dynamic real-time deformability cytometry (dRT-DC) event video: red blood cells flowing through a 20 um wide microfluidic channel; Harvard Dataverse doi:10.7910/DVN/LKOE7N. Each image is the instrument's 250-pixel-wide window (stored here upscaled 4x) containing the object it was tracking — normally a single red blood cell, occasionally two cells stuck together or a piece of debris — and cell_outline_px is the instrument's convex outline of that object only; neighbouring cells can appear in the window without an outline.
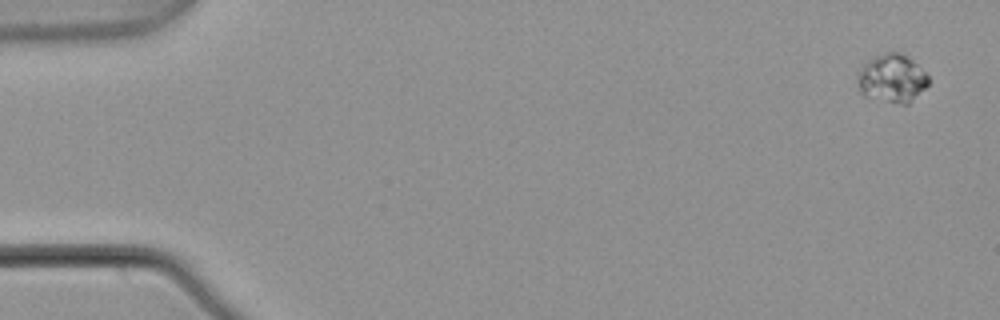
{"species": "common noctule bat (a hibernating species)", "species_latin": "Nyctalus noctula", "temperature_condition": "warm", "stored_images_in_passage": 5, "camera_frame_rate_fps": 3000, "um_per_image_px": 0.085, "animal": {"sex": "male", "body_mass_g": 21.5, "forearm_length_mm": 52.0}, "frame": {"image": 1, "passage_image": 1, "time_ms": 0.0, "image_size_px": [1000, 320], "cell_outline_px": [[928, 84], [908, 104], [900, 104], [864, 96], [860, 92], [856, 80], [864, 64], [868, 60], [884, 52], [900, 52], [908, 56], [928, 76]], "centroid_in_image_um": [75.8, 6.66], "position_along_channel_um": 9.2, "area_um2": 19.71}}
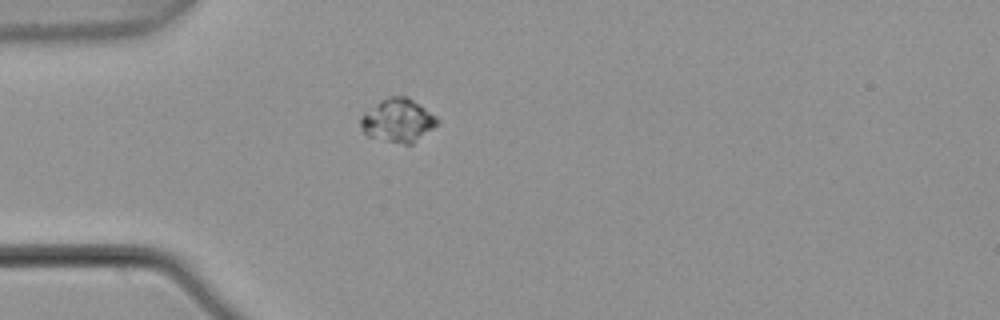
{"frame": {"image": 2, "passage_image": 4, "time_ms": 1.0, "image_size_px": [1000, 320], "cell_outline_px": [[440, 120], [432, 128], [412, 144], [404, 144], [368, 136], [360, 128], [360, 116], [364, 112], [380, 100], [388, 96], [408, 96], [436, 116]], "centroid_in_image_um": [33.79, 10.21], "position_along_channel_um": 51.2, "area_um2": 19.25}}